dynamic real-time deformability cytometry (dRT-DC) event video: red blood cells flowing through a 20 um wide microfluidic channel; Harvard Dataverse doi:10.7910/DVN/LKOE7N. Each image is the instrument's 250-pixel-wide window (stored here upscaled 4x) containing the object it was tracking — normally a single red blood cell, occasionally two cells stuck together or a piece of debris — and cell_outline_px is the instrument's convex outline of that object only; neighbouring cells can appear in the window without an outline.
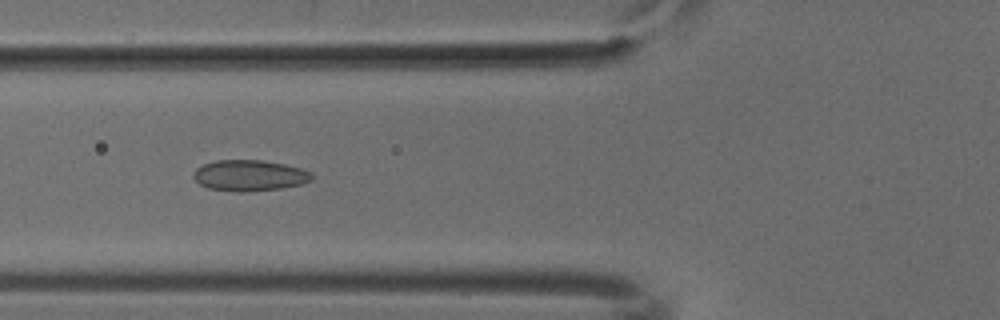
{"species": "common noctule bat (a hibernating species)", "species_latin": "Nyctalus noctula", "temperature_condition": "cold", "stored_images_in_passage": 41, "camera_frame_rate_fps": 3000, "um_per_image_px": 0.085, "animal": {"sex": "male", "body_mass_g": 18.8}, "frame": {"image": 1, "passage_image": 11, "time_ms": 3.333, "image_size_px": [1000, 320], "cell_outline_px": [[312, 180], [300, 184], [280, 188], [244, 192], [240, 192], [208, 188], [200, 184], [192, 176], [192, 172], [196, 168], [204, 164], [216, 160], [260, 160], [284, 164], [300, 168], [312, 172]], "centroid_in_image_um": [21.18, 14.91], "position_along_channel_um": 104.6, "area_um2": 21.27}}
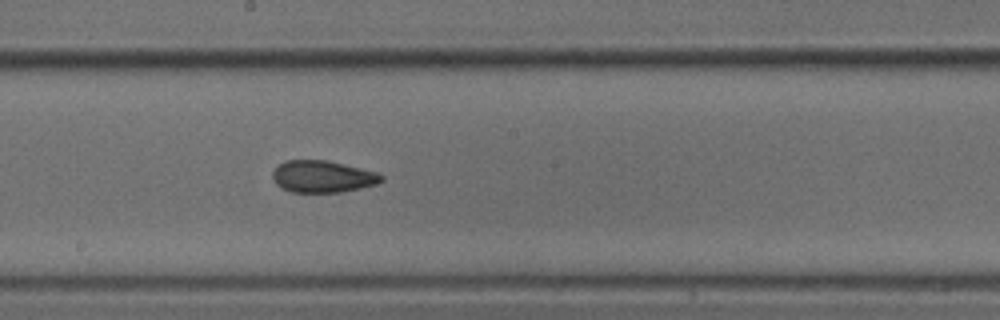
{"frame": {"image": 2, "passage_image": 20, "time_ms": 6.333, "image_size_px": [1000, 320], "cell_outline_px": [[384, 180], [376, 184], [360, 188], [340, 192], [292, 192], [280, 188], [272, 180], [272, 172], [284, 160], [328, 160], [380, 172], [384, 176]], "centroid_in_image_um": [27.44, 15.0], "position_along_channel_um": 220.8, "area_um2": 20.52}}
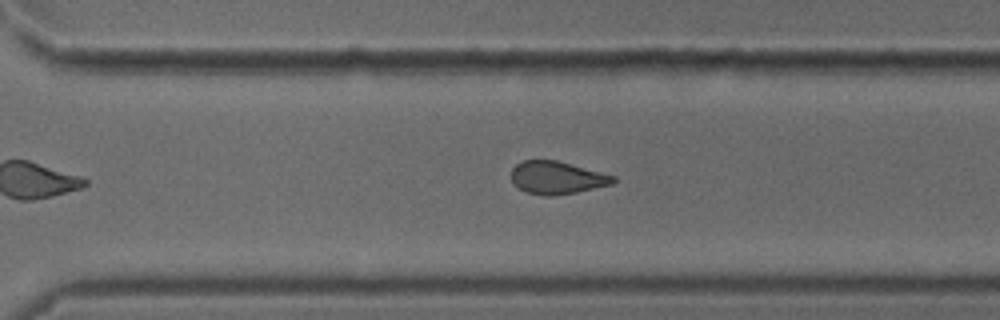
{"frame": {"image": 3, "passage_image": 28, "time_ms": 9.0, "image_size_px": [1000, 320], "cell_outline_px": [[616, 180], [612, 184], [576, 192], [552, 196], [544, 196], [528, 192], [512, 184], [512, 168], [516, 164], [524, 160], [556, 160], [616, 176]], "centroid_in_image_um": [47.33, 15.1], "position_along_channel_um": 323.3, "area_um2": 19.31}}